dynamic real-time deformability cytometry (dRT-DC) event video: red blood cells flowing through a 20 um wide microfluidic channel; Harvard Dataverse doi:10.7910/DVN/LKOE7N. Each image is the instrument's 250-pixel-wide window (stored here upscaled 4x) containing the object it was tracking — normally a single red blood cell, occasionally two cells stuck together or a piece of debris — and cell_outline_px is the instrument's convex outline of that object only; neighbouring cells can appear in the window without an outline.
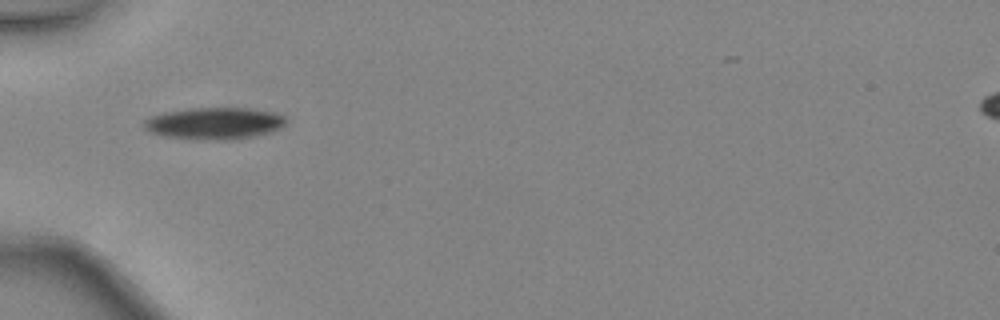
{"species": "common noctule bat (a hibernating species)", "species_latin": "Nyctalus noctula", "temperature_condition": "warm", "stored_images_in_passage": 31, "camera_frame_rate_fps": 3000, "um_per_image_px": 0.085, "animal": {"sex": "female", "body_mass_g": 24.6, "forearm_length_mm": 56.2}, "frame": {"image": 1, "passage_image": 1, "time_ms": 0.0, "image_size_px": [1000, 320], "cell_outline_px": [[284, 124], [280, 128], [268, 132], [252, 136], [224, 140], [192, 140], [160, 136], [148, 132], [144, 128], [144, 120], [152, 116], [168, 112], [192, 108], [244, 108], [272, 112], [284, 116]], "centroid_in_image_um": [18.14, 10.5], "position_along_channel_um": 66.9, "area_um2": 26.18}}
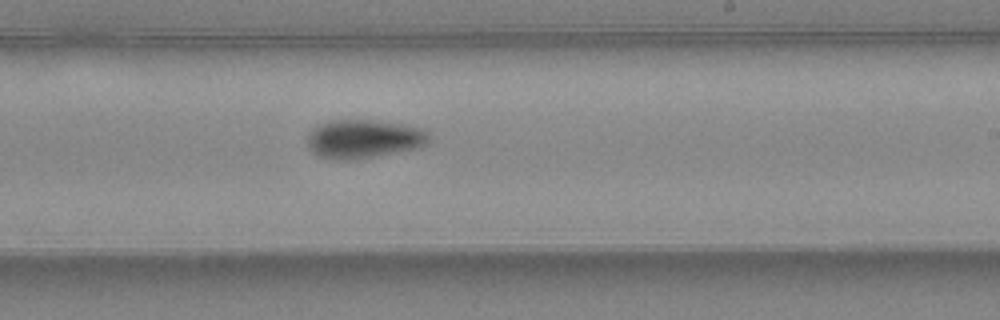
{"frame": {"image": 2, "passage_image": 14, "time_ms": 4.333, "image_size_px": [1000, 320], "cell_outline_px": [[432, 136], [428, 144], [420, 148], [348, 160], [336, 160], [320, 156], [312, 152], [308, 148], [308, 132], [312, 128], [320, 124], [332, 120], [372, 120], [400, 124], [420, 128], [428, 132]], "centroid_in_image_um": [30.93, 11.8], "position_along_channel_um": 258.1, "area_um2": 27.4}}
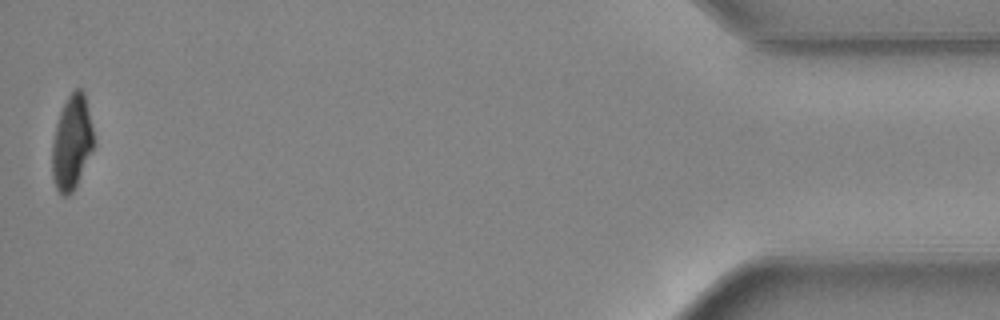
{"frame": {"image": 3, "passage_image": 31, "time_ms": 10.0, "image_size_px": [1000, 320], "cell_outline_px": [[96, 144], [72, 192], [68, 196], [64, 196], [56, 188], [52, 176], [52, 140], [56, 124], [60, 112], [68, 96], [76, 88], [80, 88], [84, 92]], "centroid_in_image_um": [6.11, 12.11], "position_along_channel_um": 429.1, "area_um2": 22.83}, "authors_computed_cell_mechanics": {"area_um2": 25.9522, "velocity_mm_per_s": 4.4656, "shape_relaxation_time_tau1_ms": 2.5601, "shape_relaxation_time_tau2_ms": null, "deformation_change_tau1": 0.1349, "deformation_change_tau2": null}}